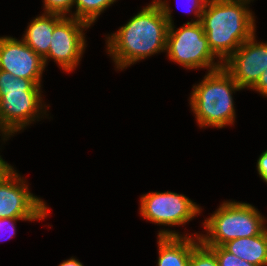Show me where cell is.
Instances as JSON below:
<instances>
[{"label":"cell","instance_id":"1","mask_svg":"<svg viewBox=\"0 0 267 266\" xmlns=\"http://www.w3.org/2000/svg\"><path fill=\"white\" fill-rule=\"evenodd\" d=\"M167 0H153L106 40L107 53L117 70L166 51L169 24H173Z\"/></svg>","mask_w":267,"mask_h":266},{"label":"cell","instance_id":"2","mask_svg":"<svg viewBox=\"0 0 267 266\" xmlns=\"http://www.w3.org/2000/svg\"><path fill=\"white\" fill-rule=\"evenodd\" d=\"M252 0H207L201 24L213 54L224 63L256 30Z\"/></svg>","mask_w":267,"mask_h":266},{"label":"cell","instance_id":"3","mask_svg":"<svg viewBox=\"0 0 267 266\" xmlns=\"http://www.w3.org/2000/svg\"><path fill=\"white\" fill-rule=\"evenodd\" d=\"M41 86L33 80L0 70V132L3 141L35 120L39 121L44 114L48 116L49 107L42 103Z\"/></svg>","mask_w":267,"mask_h":266},{"label":"cell","instance_id":"4","mask_svg":"<svg viewBox=\"0 0 267 266\" xmlns=\"http://www.w3.org/2000/svg\"><path fill=\"white\" fill-rule=\"evenodd\" d=\"M192 88L189 104L199 127L223 128L234 124L236 112L232 93L242 88L223 67L206 73Z\"/></svg>","mask_w":267,"mask_h":266},{"label":"cell","instance_id":"5","mask_svg":"<svg viewBox=\"0 0 267 266\" xmlns=\"http://www.w3.org/2000/svg\"><path fill=\"white\" fill-rule=\"evenodd\" d=\"M265 222V217L251 204L224 201L202 223L207 234H199V238L206 246H222L233 239L261 234Z\"/></svg>","mask_w":267,"mask_h":266},{"label":"cell","instance_id":"6","mask_svg":"<svg viewBox=\"0 0 267 266\" xmlns=\"http://www.w3.org/2000/svg\"><path fill=\"white\" fill-rule=\"evenodd\" d=\"M169 24L166 53L168 58L186 69H208V72L223 67V63L210 50L201 22H187L175 30Z\"/></svg>","mask_w":267,"mask_h":266},{"label":"cell","instance_id":"7","mask_svg":"<svg viewBox=\"0 0 267 266\" xmlns=\"http://www.w3.org/2000/svg\"><path fill=\"white\" fill-rule=\"evenodd\" d=\"M143 219L158 225H185L201 213V207L183 194L171 191L149 192L140 197Z\"/></svg>","mask_w":267,"mask_h":266},{"label":"cell","instance_id":"8","mask_svg":"<svg viewBox=\"0 0 267 266\" xmlns=\"http://www.w3.org/2000/svg\"><path fill=\"white\" fill-rule=\"evenodd\" d=\"M90 26L83 20L65 16L53 30L48 54L43 58L45 67L53 59L64 71L75 70L87 47L84 30Z\"/></svg>","mask_w":267,"mask_h":266},{"label":"cell","instance_id":"9","mask_svg":"<svg viewBox=\"0 0 267 266\" xmlns=\"http://www.w3.org/2000/svg\"><path fill=\"white\" fill-rule=\"evenodd\" d=\"M49 207L11 166L0 177V218L47 217Z\"/></svg>","mask_w":267,"mask_h":266},{"label":"cell","instance_id":"10","mask_svg":"<svg viewBox=\"0 0 267 266\" xmlns=\"http://www.w3.org/2000/svg\"><path fill=\"white\" fill-rule=\"evenodd\" d=\"M255 38L256 34L223 63V68L242 89H251L267 68V42H257Z\"/></svg>","mask_w":267,"mask_h":266},{"label":"cell","instance_id":"11","mask_svg":"<svg viewBox=\"0 0 267 266\" xmlns=\"http://www.w3.org/2000/svg\"><path fill=\"white\" fill-rule=\"evenodd\" d=\"M45 68L43 59L22 39L0 37V70L41 85Z\"/></svg>","mask_w":267,"mask_h":266},{"label":"cell","instance_id":"12","mask_svg":"<svg viewBox=\"0 0 267 266\" xmlns=\"http://www.w3.org/2000/svg\"><path fill=\"white\" fill-rule=\"evenodd\" d=\"M182 235L175 230H160L157 236V266H188L193 248L200 242L199 234Z\"/></svg>","mask_w":267,"mask_h":266},{"label":"cell","instance_id":"13","mask_svg":"<svg viewBox=\"0 0 267 266\" xmlns=\"http://www.w3.org/2000/svg\"><path fill=\"white\" fill-rule=\"evenodd\" d=\"M64 17L51 13L37 16L30 21L22 40L43 59L48 54L54 28Z\"/></svg>","mask_w":267,"mask_h":266},{"label":"cell","instance_id":"14","mask_svg":"<svg viewBox=\"0 0 267 266\" xmlns=\"http://www.w3.org/2000/svg\"><path fill=\"white\" fill-rule=\"evenodd\" d=\"M228 252L256 266H267V237L264 231L253 237H242L222 245Z\"/></svg>","mask_w":267,"mask_h":266},{"label":"cell","instance_id":"15","mask_svg":"<svg viewBox=\"0 0 267 266\" xmlns=\"http://www.w3.org/2000/svg\"><path fill=\"white\" fill-rule=\"evenodd\" d=\"M117 0H74L76 11L72 17L83 20L92 26L98 16Z\"/></svg>","mask_w":267,"mask_h":266},{"label":"cell","instance_id":"16","mask_svg":"<svg viewBox=\"0 0 267 266\" xmlns=\"http://www.w3.org/2000/svg\"><path fill=\"white\" fill-rule=\"evenodd\" d=\"M188 266H219L215 253L201 241L193 248Z\"/></svg>","mask_w":267,"mask_h":266},{"label":"cell","instance_id":"17","mask_svg":"<svg viewBox=\"0 0 267 266\" xmlns=\"http://www.w3.org/2000/svg\"><path fill=\"white\" fill-rule=\"evenodd\" d=\"M217 258L219 266H256L228 252L223 246H207Z\"/></svg>","mask_w":267,"mask_h":266},{"label":"cell","instance_id":"18","mask_svg":"<svg viewBox=\"0 0 267 266\" xmlns=\"http://www.w3.org/2000/svg\"><path fill=\"white\" fill-rule=\"evenodd\" d=\"M44 13L59 14L67 16L71 15V9L74 6V0H44Z\"/></svg>","mask_w":267,"mask_h":266},{"label":"cell","instance_id":"19","mask_svg":"<svg viewBox=\"0 0 267 266\" xmlns=\"http://www.w3.org/2000/svg\"><path fill=\"white\" fill-rule=\"evenodd\" d=\"M46 217H12V218H0V241H5L6 237L2 239V237L7 236V240L12 238L15 235L16 228L15 223L19 220L24 221H38L43 220ZM9 232V234H8ZM8 234V235H7ZM3 235V236H2Z\"/></svg>","mask_w":267,"mask_h":266},{"label":"cell","instance_id":"20","mask_svg":"<svg viewBox=\"0 0 267 266\" xmlns=\"http://www.w3.org/2000/svg\"><path fill=\"white\" fill-rule=\"evenodd\" d=\"M187 1H188L187 3L190 4V8H191V9L189 8L188 10H190L191 12L194 10L193 11L194 16L197 17L196 20L191 19L190 22H200L201 21V15L204 11L207 0H187Z\"/></svg>","mask_w":267,"mask_h":266},{"label":"cell","instance_id":"21","mask_svg":"<svg viewBox=\"0 0 267 266\" xmlns=\"http://www.w3.org/2000/svg\"><path fill=\"white\" fill-rule=\"evenodd\" d=\"M256 167L260 178L267 183V150L259 156Z\"/></svg>","mask_w":267,"mask_h":266},{"label":"cell","instance_id":"22","mask_svg":"<svg viewBox=\"0 0 267 266\" xmlns=\"http://www.w3.org/2000/svg\"><path fill=\"white\" fill-rule=\"evenodd\" d=\"M251 89L267 97V68L264 70L257 83Z\"/></svg>","mask_w":267,"mask_h":266},{"label":"cell","instance_id":"23","mask_svg":"<svg viewBox=\"0 0 267 266\" xmlns=\"http://www.w3.org/2000/svg\"><path fill=\"white\" fill-rule=\"evenodd\" d=\"M58 266H84L78 259L71 257L61 262Z\"/></svg>","mask_w":267,"mask_h":266},{"label":"cell","instance_id":"24","mask_svg":"<svg viewBox=\"0 0 267 266\" xmlns=\"http://www.w3.org/2000/svg\"><path fill=\"white\" fill-rule=\"evenodd\" d=\"M0 155V177L11 167Z\"/></svg>","mask_w":267,"mask_h":266},{"label":"cell","instance_id":"25","mask_svg":"<svg viewBox=\"0 0 267 266\" xmlns=\"http://www.w3.org/2000/svg\"><path fill=\"white\" fill-rule=\"evenodd\" d=\"M264 233H265V235L267 237V227L266 226H264Z\"/></svg>","mask_w":267,"mask_h":266}]
</instances>
